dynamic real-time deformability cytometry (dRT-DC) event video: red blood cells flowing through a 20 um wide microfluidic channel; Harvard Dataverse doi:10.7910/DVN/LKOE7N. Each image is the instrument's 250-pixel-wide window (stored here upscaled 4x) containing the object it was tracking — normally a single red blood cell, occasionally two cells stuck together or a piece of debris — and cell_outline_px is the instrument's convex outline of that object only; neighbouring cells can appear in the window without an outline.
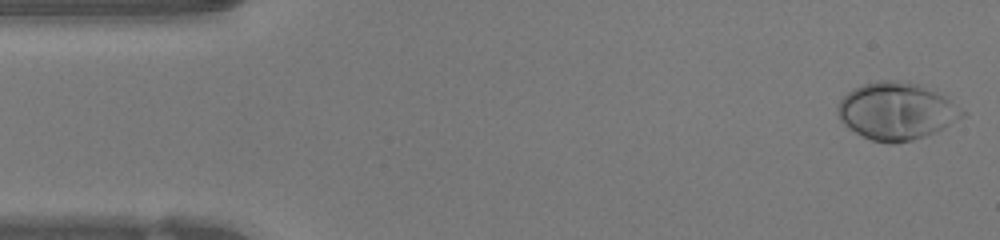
{"species": "human", "species_latin": "Homo sapiens", "temperature_condition": "warm", "stored_images_in_passage": 46, "camera_frame_rate_fps": 3000, "um_per_image_px": 0.085, "donor": {"sex": "female"}, "frame": {"image": 1, "passage_image": 1, "time_ms": 0.0, "image_size_px": [1000, 240], "cell_outline_px": [[968, 112], [964, 116], [936, 132], [912, 140], [896, 144], [888, 144], [872, 140], [848, 128], [840, 120], [836, 108], [840, 100], [852, 88], [864, 84], [880, 80], [900, 80], [920, 84], [944, 96]], "centroid_in_image_um": [76.2, 9.44], "position_along_channel_um": 8.8, "area_um2": 41.67}}
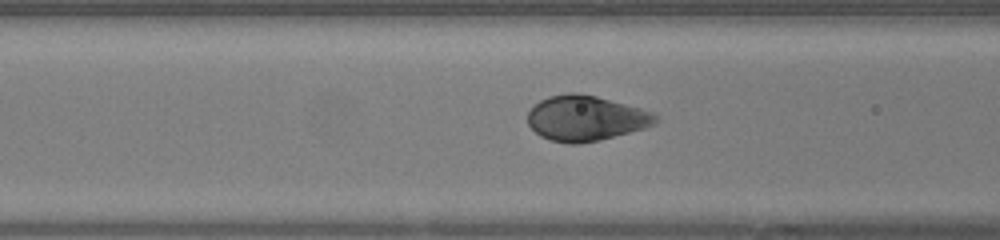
{"frame": {"image": 2, "passage_image": 17, "time_ms": 5.333, "image_size_px": [1000, 240], "cell_outline_px": [[660, 120], [656, 124], [644, 128], [580, 144], [568, 144], [552, 140], [540, 136], [528, 124], [528, 112], [532, 104], [548, 96], [568, 92], [580, 92], [596, 96], [640, 108], [652, 112], [660, 116]], "centroid_in_image_um": [49.77, 10.03], "position_along_channel_um": 116.8, "area_um2": 33.81}}
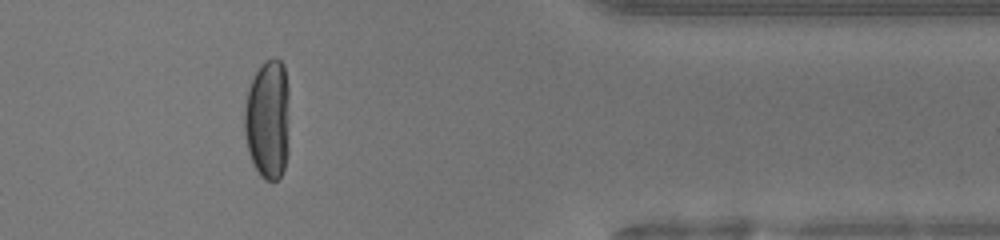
{"frame": {"image": 3, "passage_image": 38, "time_ms": 12.333, "image_size_px": [1000, 240], "cell_outline_px": [[288, 152], [284, 168], [280, 176], [276, 180], [264, 180], [260, 176], [252, 164], [248, 152], [244, 132], [244, 108], [248, 88], [256, 72], [272, 56], [276, 56], [284, 64], [288, 84]], "centroid_in_image_um": [22.76, 10.16], "position_along_channel_um": 388.6, "area_um2": 31.91}, "authors_computed_cell_mechanics": {"area_um2": 35.6626, "velocity_mm_per_s": 4.254, "shape_relaxation_time_tau1_ms": 3.1934, "shape_relaxation_time_tau2_ms": null, "deformation_change_tau1": 0.2085, "deformation_change_tau2": null}}